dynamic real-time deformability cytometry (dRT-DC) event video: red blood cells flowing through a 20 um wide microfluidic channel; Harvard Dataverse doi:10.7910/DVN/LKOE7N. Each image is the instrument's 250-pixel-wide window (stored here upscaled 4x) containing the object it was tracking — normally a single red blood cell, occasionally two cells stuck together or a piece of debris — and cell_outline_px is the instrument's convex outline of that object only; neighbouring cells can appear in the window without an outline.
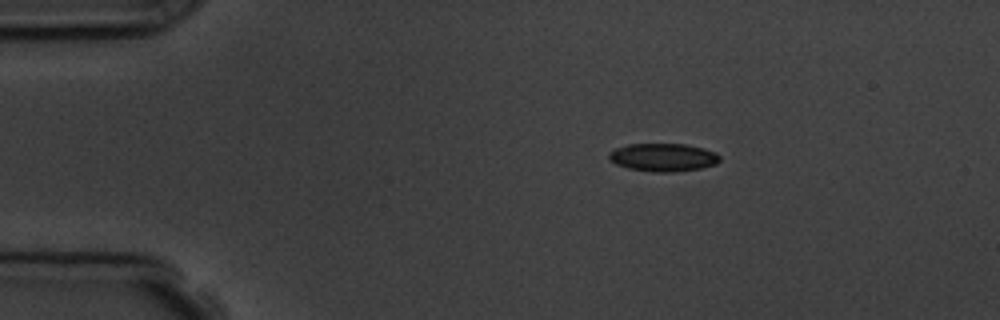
{"species": "common noctule bat (a hibernating species)", "species_latin": "Nyctalus noctula", "temperature_condition": "room temperature", "stored_images_in_passage": 4, "camera_frame_rate_fps": 3000, "um_per_image_px": 0.085, "animal": {"sex": "male", "body_mass_g": 19.5, "forearm_length_mm": 54.6}, "frame": {"image": 1, "passage_image": 2, "time_ms": 2.0, "image_size_px": [1000, 320], "cell_outline_px": [[720, 160], [716, 164], [700, 168], [672, 172], [652, 172], [628, 168], [616, 164], [608, 156], [608, 152], [616, 148], [628, 144], [688, 144], [704, 148], [716, 152], [720, 156]], "centroid_in_image_um": [56.39, 13.37], "position_along_channel_um": 28.6, "area_um2": 18.15}}